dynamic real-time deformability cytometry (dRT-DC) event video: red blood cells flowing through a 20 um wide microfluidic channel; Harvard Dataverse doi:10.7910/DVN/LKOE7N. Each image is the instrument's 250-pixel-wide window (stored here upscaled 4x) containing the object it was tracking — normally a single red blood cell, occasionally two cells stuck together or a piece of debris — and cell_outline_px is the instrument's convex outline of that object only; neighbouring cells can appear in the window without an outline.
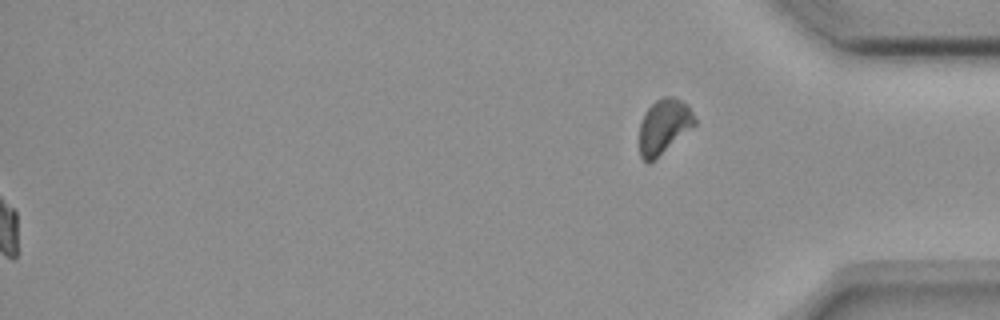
{"species": "common noctule bat (a hibernating species)", "species_latin": "Nyctalus noctula", "temperature_condition": "room temperature", "stored_images_in_passage": 46, "segment_of_instrument_passage": [2, 2], "camera_frame_rate_fps": 3000, "um_per_image_px": 0.085, "animal": {"sex": "female", "body_mass_g": 18.4}, "frame": {"image": 1, "passage_image": 46, "time_ms": 15.0, "image_size_px": [1000, 320], "cell_outline_px": [[696, 124], [656, 160], [648, 164], [640, 156], [640, 124], [644, 112], [656, 100], [664, 96], [672, 96], [688, 104], [696, 120]], "centroid_in_image_um": [56.43, 10.76], "position_along_channel_um": 378.8, "area_um2": 17.8}}